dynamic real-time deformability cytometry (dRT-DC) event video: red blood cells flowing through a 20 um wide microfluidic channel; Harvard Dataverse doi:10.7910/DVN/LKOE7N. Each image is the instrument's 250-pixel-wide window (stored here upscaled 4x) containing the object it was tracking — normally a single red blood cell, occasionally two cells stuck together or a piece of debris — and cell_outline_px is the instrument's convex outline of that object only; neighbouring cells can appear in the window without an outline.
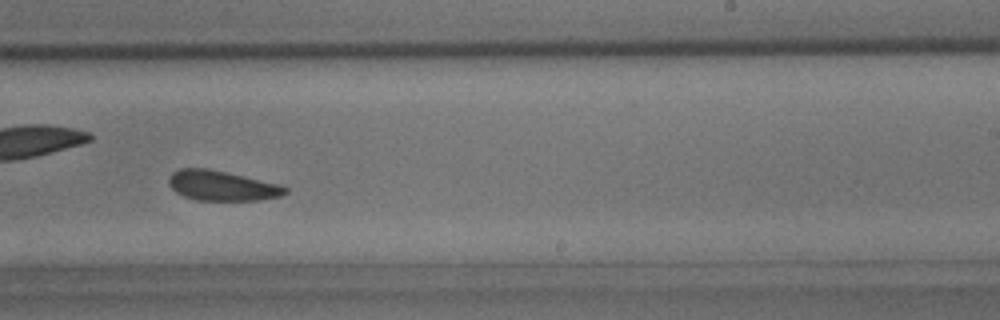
{"species": "common noctule bat (a hibernating species)", "species_latin": "Nyctalus noctula", "temperature_condition": "room temperature", "stored_images_in_passage": 36, "camera_frame_rate_fps": 3000, "um_per_image_px": 0.085, "animal": {"sex": "male", "body_mass_g": 15.6}, "frame": {"image": 1, "passage_image": 21, "time_ms": 6.667, "image_size_px": [1000, 320], "cell_outline_px": [[288, 192], [280, 196], [260, 200], [196, 200], [184, 196], [176, 192], [168, 184], [168, 176], [172, 172], [180, 168], [208, 168], [228, 172], [280, 184], [288, 188]], "centroid_in_image_um": [18.85, 15.77], "position_along_channel_um": 270.1, "area_um2": 20.52}}
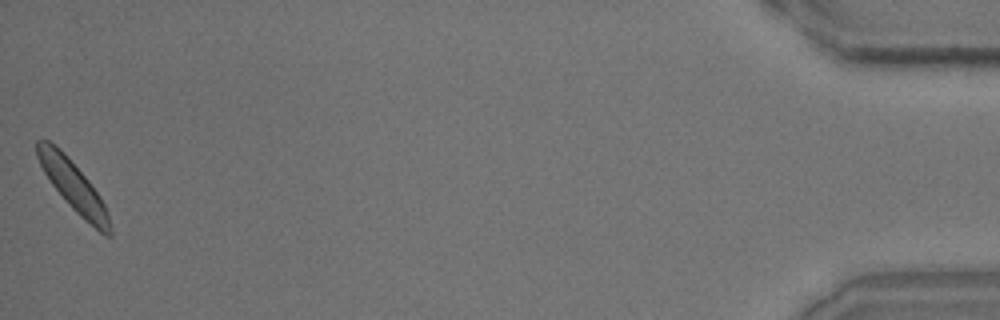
{"frame": {"image": 2, "passage_image": 36, "time_ms": 11.667, "image_size_px": [1000, 320], "cell_outline_px": [[112, 236], [104, 236], [84, 220], [72, 208], [52, 184], [44, 172], [36, 156], [36, 140], [48, 140], [60, 148], [64, 152], [88, 180], [100, 196], [108, 212], [112, 228]], "centroid_in_image_um": [6.25, 15.84], "position_along_channel_um": 428.9, "area_um2": 21.04}}